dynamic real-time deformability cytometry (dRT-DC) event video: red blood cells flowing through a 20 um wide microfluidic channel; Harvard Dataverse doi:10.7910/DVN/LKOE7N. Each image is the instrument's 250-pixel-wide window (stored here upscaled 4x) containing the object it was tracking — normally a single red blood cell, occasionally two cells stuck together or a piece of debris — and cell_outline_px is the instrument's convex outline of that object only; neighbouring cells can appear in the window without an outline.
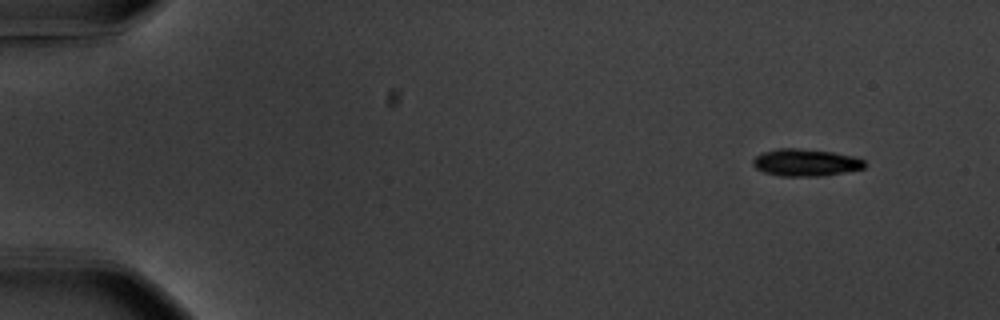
{"species": "common noctule bat (a hibernating species)", "species_latin": "Nyctalus noctula", "temperature_condition": "warm", "stored_images_in_passage": 52, "camera_frame_rate_fps": 3000, "um_per_image_px": 0.085, "animal": {"sex": "male", "body_mass_g": 20.1, "forearm_length_mm": 53.5}, "frame": {"image": 1, "passage_image": 1, "time_ms": 0.0, "image_size_px": [1000, 320], "cell_outline_px": [[868, 164], [864, 168], [844, 172], [820, 176], [780, 176], [764, 172], [756, 168], [752, 164], [752, 160], [756, 156], [764, 152], [780, 148], [796, 148], [832, 152], [852, 156], [864, 160]], "centroid_in_image_um": [68.48, 13.82], "position_along_channel_um": 16.5, "area_um2": 17.57}}
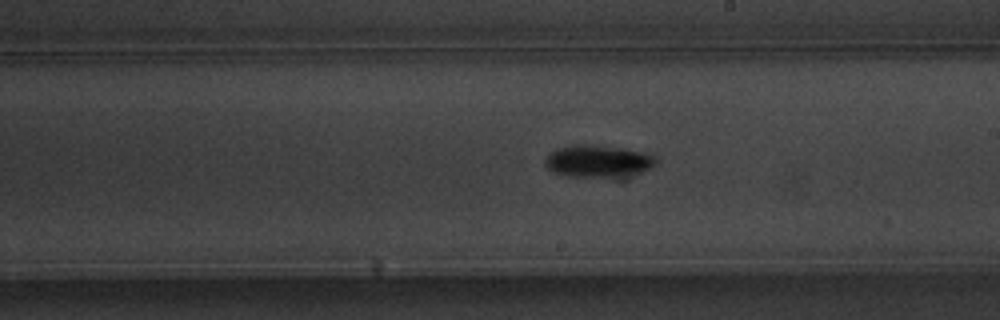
{"frame": {"image": 2, "passage_image": 29, "time_ms": 9.333, "image_size_px": [1000, 320], "cell_outline_px": [[660, 160], [652, 168], [644, 172], [612, 176], [568, 176], [556, 172], [548, 168], [544, 164], [544, 160], [552, 152], [560, 148], [572, 144], [584, 144], [620, 148], [648, 152], [656, 156]], "centroid_in_image_um": [50.91, 13.68], "position_along_channel_um": 238.1, "area_um2": 20.58}}
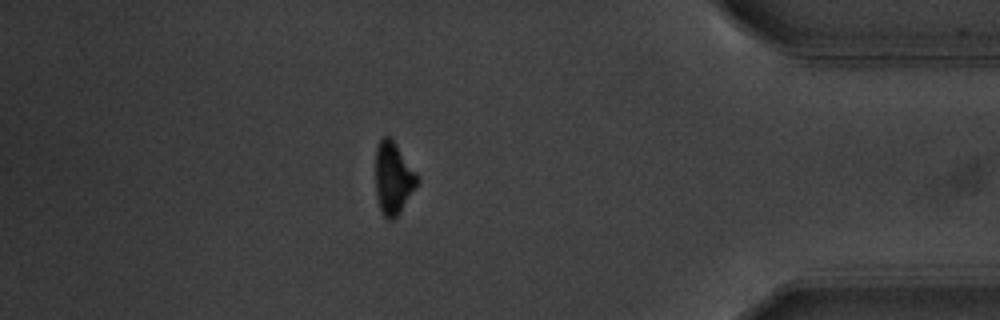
{"frame": {"image": 3, "passage_image": 45, "time_ms": 14.667, "image_size_px": [1000, 320], "cell_outline_px": [[420, 180], [400, 212], [392, 220], [388, 220], [384, 216], [380, 208], [376, 196], [376, 148], [380, 140], [384, 136], [388, 136], [396, 144], [420, 176]], "centroid_in_image_um": [33.44, 15.14], "position_along_channel_um": 401.8, "area_um2": 17.51}, "authors_computed_cell_mechanics": {"area_um2": 18.4093, "velocity_mm_per_s": 3.6721, "shape_relaxation_time_tau1_ms": 1.7486, "shape_relaxation_time_tau2_ms": null, "deformation_change_tau1": 0.1746, "deformation_change_tau2": null}}